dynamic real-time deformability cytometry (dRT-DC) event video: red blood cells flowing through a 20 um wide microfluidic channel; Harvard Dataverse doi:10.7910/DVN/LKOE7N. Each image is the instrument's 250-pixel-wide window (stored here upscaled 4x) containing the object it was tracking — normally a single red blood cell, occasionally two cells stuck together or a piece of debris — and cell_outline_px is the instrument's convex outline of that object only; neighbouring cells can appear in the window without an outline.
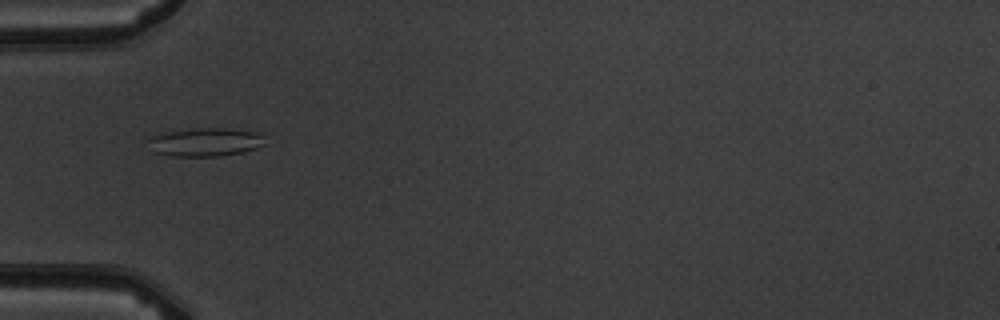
{"species": "common noctule bat (a hibernating species)", "species_latin": "Nyctalus noctula", "temperature_condition": "warm", "stored_images_in_passage": 8, "camera_frame_rate_fps": 3000, "um_per_image_px": 0.085, "animal": {"sex": "male", "body_mass_g": 19.5, "forearm_length_mm": 54.6}, "frame": {"image": 1, "passage_image": 6, "time_ms": 5.667, "image_size_px": [1000, 320], "cell_outline_px": [[268, 144], [244, 152], [220, 156], [172, 156], [152, 152], [148, 140], [156, 132], [192, 128], [228, 128], [256, 132], [264, 136]], "centroid_in_image_um": [17.45, 12.06], "position_along_channel_um": 67.6, "area_um2": 19.88}}
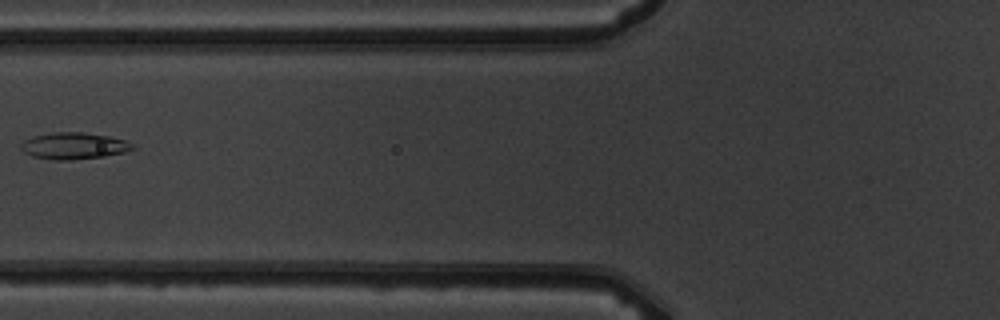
{"frame": {"image": 2, "passage_image": 7, "time_ms": 7.0, "image_size_px": [1000, 320], "cell_outline_px": [[136, 148], [124, 152], [104, 156], [68, 160], [56, 160], [32, 156], [24, 152], [20, 148], [20, 144], [24, 140], [32, 136], [52, 132], [84, 132], [108, 136], [124, 140], [132, 144]], "centroid_in_image_um": [6.24, 12.39], "position_along_channel_um": 119.6, "area_um2": 17.28}}
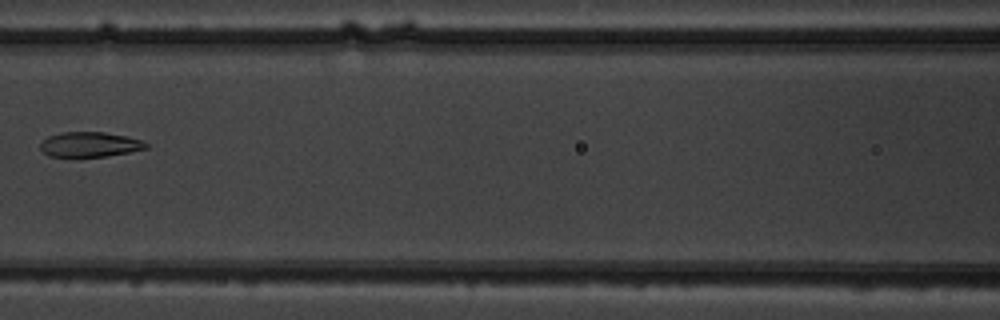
{"frame": {"image": 3, "passage_image": 8, "time_ms": 8.0, "image_size_px": [1000, 320], "cell_outline_px": [[148, 148], [108, 156], [48, 156], [40, 148], [40, 144], [48, 136], [60, 132], [104, 132], [124, 136], [140, 140], [148, 144]], "centroid_in_image_um": [7.61, 12.27], "position_along_channel_um": 159.0, "area_um2": 15.14}}